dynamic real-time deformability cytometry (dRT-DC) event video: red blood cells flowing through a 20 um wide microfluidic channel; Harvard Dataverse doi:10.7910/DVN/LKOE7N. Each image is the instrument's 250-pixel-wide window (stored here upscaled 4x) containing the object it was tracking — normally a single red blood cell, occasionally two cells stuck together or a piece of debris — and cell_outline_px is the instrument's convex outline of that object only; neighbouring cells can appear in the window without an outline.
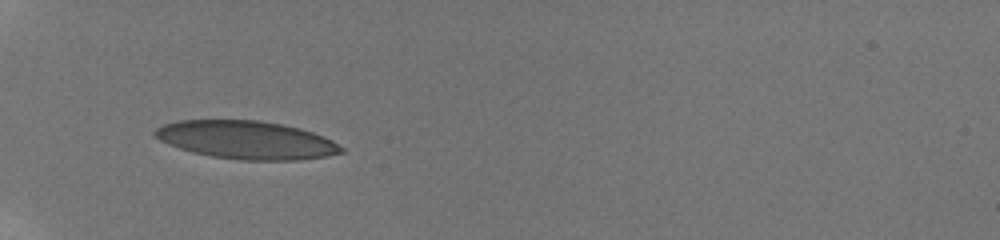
{"species": "human", "species_latin": "Homo sapiens", "temperature_condition": "room temperature", "stored_images_in_passage": 46, "camera_frame_rate_fps": 3000, "um_per_image_px": 0.085, "donor": {"sex": "male"}, "frame": {"image": 1, "passage_image": 1, "time_ms": 0.0, "image_size_px": [1000, 240], "cell_outline_px": [[344, 152], [328, 156], [300, 160], [240, 160], [212, 156], [192, 152], [168, 144], [160, 140], [152, 132], [156, 128], [164, 124], [176, 120], [260, 120], [300, 128], [324, 136], [332, 140], [344, 148]], "centroid_in_image_um": [20.96, 11.89], "position_along_channel_um": 64.0, "area_um2": 41.44}}
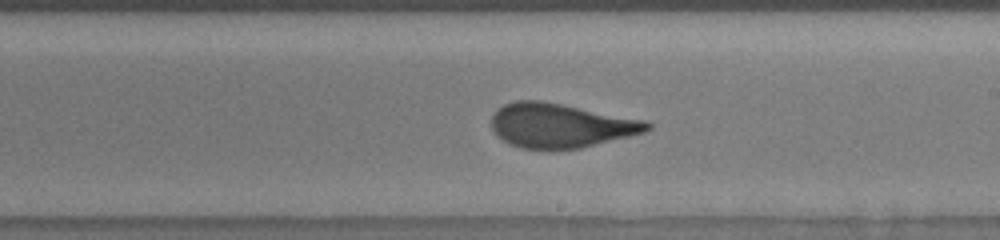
{"frame": {"image": 2, "passage_image": 21, "time_ms": 5.0, "image_size_px": [1000, 240], "cell_outline_px": [[652, 128], [644, 132], [580, 148], [552, 152], [520, 148], [508, 144], [496, 136], [492, 128], [492, 116], [504, 104], [516, 100], [540, 100], [648, 120], [652, 124]], "centroid_in_image_um": [47.63, 10.7], "position_along_channel_um": 241.4, "area_um2": 40.81}}
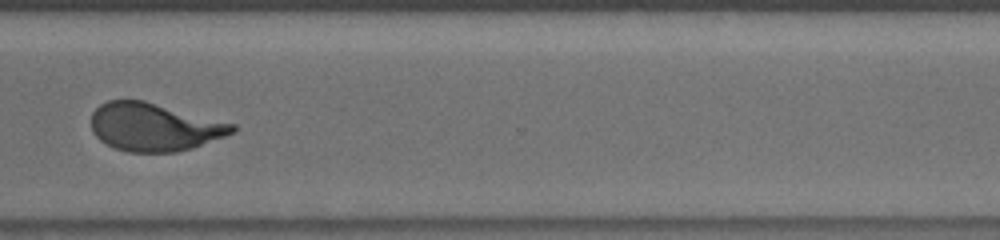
{"frame": {"image": 3, "passage_image": 28, "time_ms": 8.0, "image_size_px": [1000, 240], "cell_outline_px": [[236, 132], [192, 148], [176, 152], [128, 152], [116, 148], [100, 140], [92, 132], [92, 112], [100, 104], [108, 100], [144, 100], [236, 124]], "centroid_in_image_um": [13.12, 10.79], "position_along_channel_um": 357.5, "area_um2": 39.48}, "authors_computed_cell_mechanics": {"area_um2": 40.3155, "velocity_mm_per_s": 3.8784, "shape_relaxation_time_tau1_ms": 5.6677, "shape_relaxation_time_tau2_ms": null, "deformation_change_tau1": 0.2131, "deformation_change_tau2": null}}